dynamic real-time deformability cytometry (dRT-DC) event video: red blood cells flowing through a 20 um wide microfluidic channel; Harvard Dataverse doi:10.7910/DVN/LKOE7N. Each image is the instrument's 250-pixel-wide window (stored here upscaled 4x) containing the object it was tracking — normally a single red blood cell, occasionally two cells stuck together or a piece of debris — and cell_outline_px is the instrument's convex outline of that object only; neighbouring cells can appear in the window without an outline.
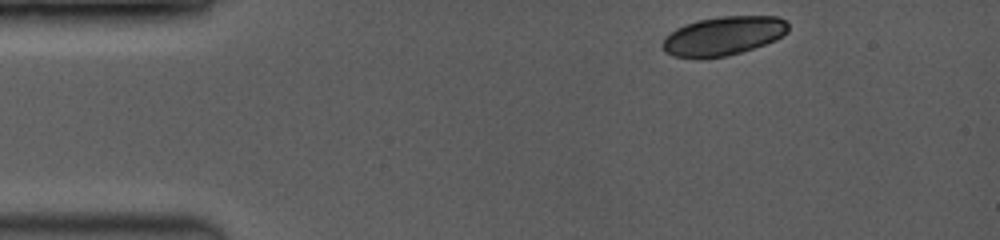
{"species": "common noctule bat (a hibernating species)", "species_latin": "Nyctalus noctula", "temperature_condition": "room temperature", "stored_images_in_passage": 6, "camera_frame_rate_fps": 3500, "um_per_image_px": 0.085, "animal": {"sex": "female", "body_mass_g": 19.0, "forearm_length_mm": 53.3}, "frame": {"image": 1, "passage_image": 1, "time_ms": 0.0, "image_size_px": [1000, 240], "cell_outline_px": [[788, 32], [784, 36], [776, 40], [728, 56], [672, 56], [664, 52], [660, 44], [664, 36], [676, 28], [700, 20], [720, 16], [776, 16], [784, 20], [788, 24]], "centroid_in_image_um": [61.49, 3.03], "position_along_channel_um": 23.5, "area_um2": 28.15}}